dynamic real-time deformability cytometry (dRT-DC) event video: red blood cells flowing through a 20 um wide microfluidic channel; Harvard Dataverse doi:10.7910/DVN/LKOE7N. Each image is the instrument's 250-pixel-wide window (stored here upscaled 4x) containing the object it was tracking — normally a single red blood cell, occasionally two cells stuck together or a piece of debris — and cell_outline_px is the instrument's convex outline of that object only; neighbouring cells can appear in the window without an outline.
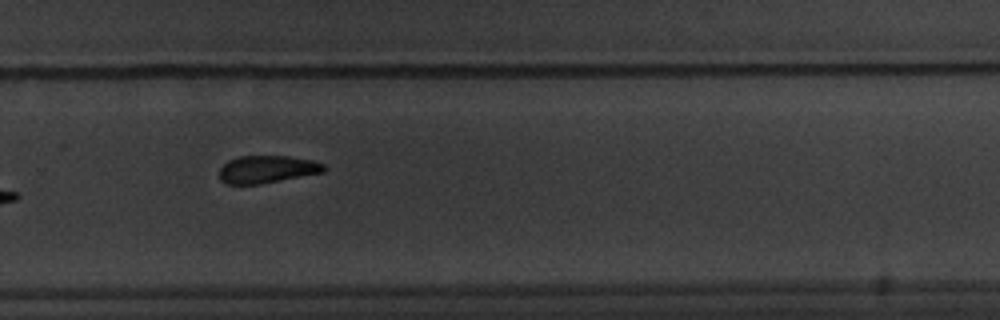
{"species": "common noctule bat (a hibernating species)", "species_latin": "Nyctalus noctula", "temperature_condition": "warm", "stored_images_in_passage": 17, "camera_frame_rate_fps": 3000, "um_per_image_px": 0.085, "animal": {"sex": "male", "body_mass_g": 20.1, "forearm_length_mm": 53.5}, "frame": {"image": 1, "passage_image": 12, "time_ms": 14.333, "image_size_px": [1000, 320], "cell_outline_px": [[328, 168], [324, 172], [260, 184], [224, 184], [220, 180], [220, 168], [228, 160], [240, 156], [288, 156], [312, 160], [324, 164]], "centroid_in_image_um": [22.71, 14.39], "position_along_channel_um": 307.1, "area_um2": 16.82}}